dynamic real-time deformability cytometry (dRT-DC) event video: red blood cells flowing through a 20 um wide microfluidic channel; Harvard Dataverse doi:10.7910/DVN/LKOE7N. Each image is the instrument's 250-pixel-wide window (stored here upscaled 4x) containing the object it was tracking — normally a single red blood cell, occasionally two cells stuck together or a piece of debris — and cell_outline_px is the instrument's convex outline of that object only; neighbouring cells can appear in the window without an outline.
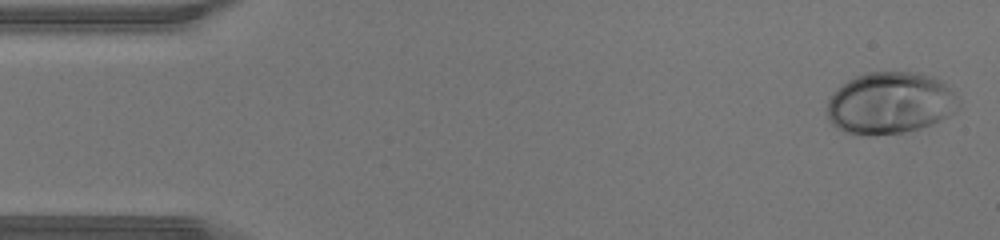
{"species": "human", "species_latin": "Homo sapiens", "temperature_condition": "warm", "stored_images_in_passage": 44, "camera_frame_rate_fps": 3000, "um_per_image_px": 0.085, "donor": {"sex": "male"}, "frame": {"image": 1, "passage_image": 1, "time_ms": 0.0, "image_size_px": [1000, 240], "cell_outline_px": [[960, 108], [956, 112], [932, 124], [920, 128], [904, 132], [844, 132], [832, 124], [828, 120], [828, 100], [848, 80], [856, 76], [868, 72], [916, 72], [932, 76], [940, 80], [952, 88], [960, 96]], "centroid_in_image_um": [75.76, 8.72], "position_along_channel_um": 9.2, "area_um2": 46.88}}
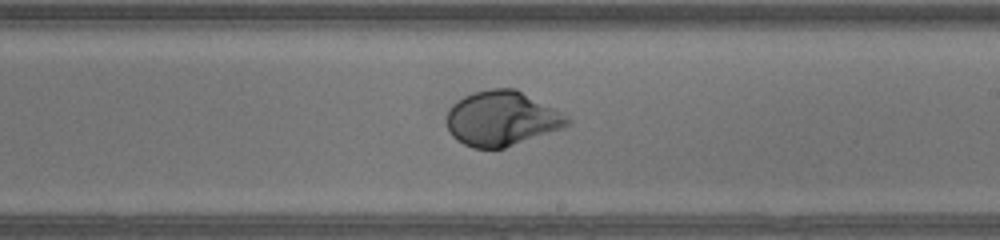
{"frame": {"image": 2, "passage_image": 25, "time_ms": 8.0, "image_size_px": [1000, 240], "cell_outline_px": [[572, 124], [564, 128], [504, 148], [472, 148], [456, 140], [452, 136], [448, 128], [448, 108], [456, 100], [464, 96], [488, 88], [516, 88], [568, 116], [572, 120]], "centroid_in_image_um": [42.66, 10.07], "position_along_channel_um": 246.3, "area_um2": 38.61}}
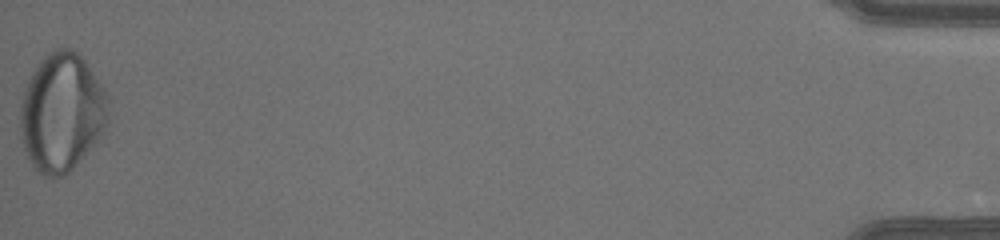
{"frame": {"image": 3, "passage_image": 44, "time_ms": 14.333, "image_size_px": [1000, 240], "cell_outline_px": [[112, 100], [108, 120], [104, 136], [64, 176], [44, 176], [32, 164], [24, 148], [20, 132], [20, 104], [28, 80], [32, 72], [40, 60], [48, 52], [56, 48], [72, 48], [80, 52], [108, 92]], "centroid_in_image_um": [5.32, 9.51], "position_along_channel_um": 429.9, "area_um2": 61.96}}